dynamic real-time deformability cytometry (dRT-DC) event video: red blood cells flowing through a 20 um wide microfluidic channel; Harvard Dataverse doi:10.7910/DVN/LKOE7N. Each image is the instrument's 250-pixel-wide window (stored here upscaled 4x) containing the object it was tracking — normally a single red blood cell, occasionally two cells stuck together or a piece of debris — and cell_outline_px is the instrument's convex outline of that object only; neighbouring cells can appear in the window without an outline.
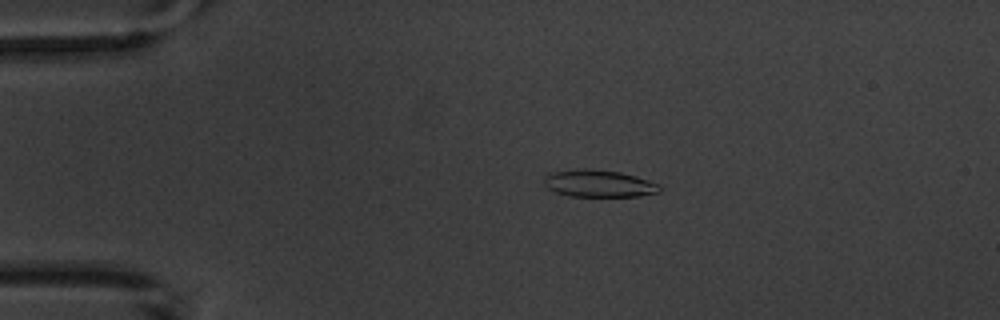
{"species": "common noctule bat (a hibernating species)", "species_latin": "Nyctalus noctula", "temperature_condition": "warm", "stored_images_in_passage": 7, "camera_frame_rate_fps": 3000, "um_per_image_px": 0.085, "animal": {"sex": "male", "body_mass_g": 20.1, "forearm_length_mm": 53.5}, "frame": {"image": 1, "passage_image": 3, "time_ms": 2.333, "image_size_px": [1000, 320], "cell_outline_px": [[660, 192], [640, 196], [568, 196], [556, 192], [548, 188], [544, 184], [544, 176], [552, 172], [584, 168], [620, 172], [636, 176], [660, 184]], "centroid_in_image_um": [50.9, 15.6], "position_along_channel_um": 34.1, "area_um2": 18.26}}
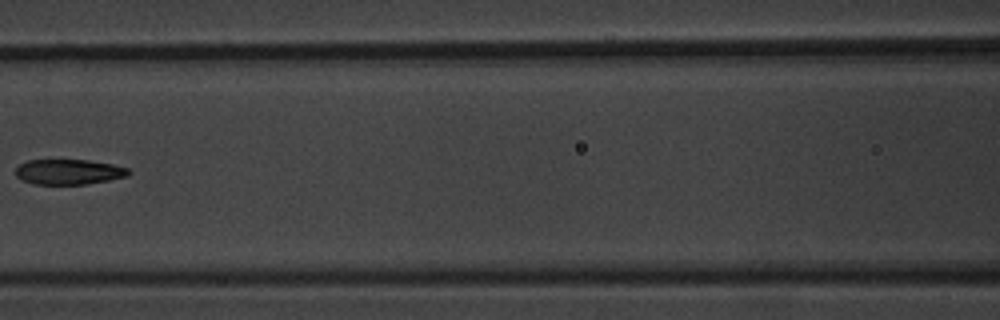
{"frame": {"image": 2, "passage_image": 6, "time_ms": 7.0, "image_size_px": [1000, 320], "cell_outline_px": [[132, 172], [128, 176], [108, 180], [84, 184], [32, 184], [20, 180], [16, 176], [16, 168], [20, 164], [28, 160], [88, 160], [112, 164], [128, 168]], "centroid_in_image_um": [5.83, 14.61], "position_along_channel_um": 160.8, "area_um2": 16.65}}
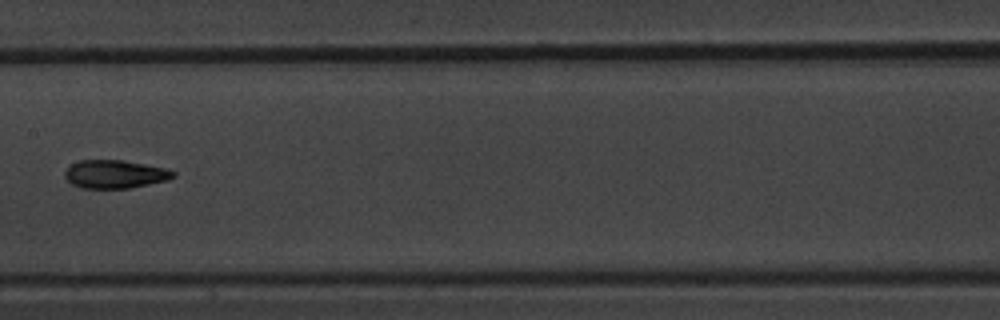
{"frame": {"image": 3, "passage_image": 7, "time_ms": 8.0, "image_size_px": [1000, 320], "cell_outline_px": [[176, 176], [168, 180], [128, 188], [80, 188], [72, 184], [64, 176], [64, 172], [72, 164], [80, 160], [124, 160], [168, 168], [176, 172]], "centroid_in_image_um": [9.8, 14.8], "position_along_channel_um": 197.6, "area_um2": 17.92}}